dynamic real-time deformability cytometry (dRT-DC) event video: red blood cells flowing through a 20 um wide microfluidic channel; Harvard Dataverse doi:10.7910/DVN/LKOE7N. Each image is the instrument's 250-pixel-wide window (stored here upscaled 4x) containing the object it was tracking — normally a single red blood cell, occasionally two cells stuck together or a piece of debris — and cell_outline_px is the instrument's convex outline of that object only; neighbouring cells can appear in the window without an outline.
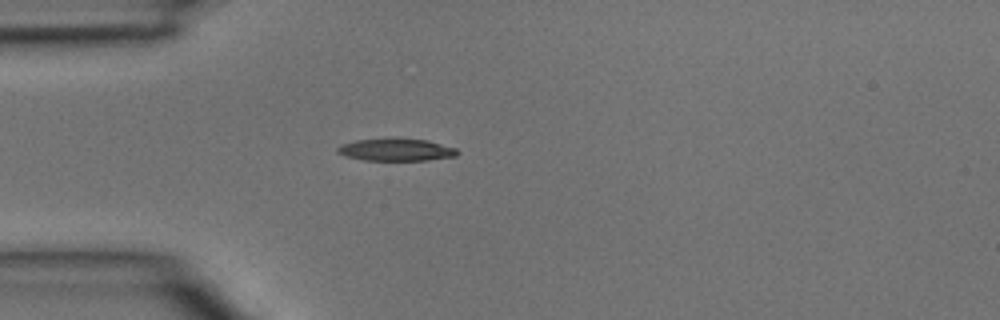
{"species": "common noctule bat (a hibernating species)", "species_latin": "Nyctalus noctula", "temperature_condition": "room temperature", "stored_images_in_passage": 2, "camera_frame_rate_fps": 3000, "um_per_image_px": 0.085, "animal": {"sex": "male", "body_mass_g": 15.6}, "frame": {"image": 1, "passage_image": 2, "time_ms": 0.333, "image_size_px": [1000, 320], "cell_outline_px": [[460, 152], [456, 156], [428, 160], [364, 160], [344, 156], [336, 152], [336, 148], [340, 144], [356, 140], [392, 136], [396, 136], [428, 140], [456, 148]], "centroid_in_image_um": [33.64, 12.69], "position_along_channel_um": 51.4, "area_um2": 16.3}}